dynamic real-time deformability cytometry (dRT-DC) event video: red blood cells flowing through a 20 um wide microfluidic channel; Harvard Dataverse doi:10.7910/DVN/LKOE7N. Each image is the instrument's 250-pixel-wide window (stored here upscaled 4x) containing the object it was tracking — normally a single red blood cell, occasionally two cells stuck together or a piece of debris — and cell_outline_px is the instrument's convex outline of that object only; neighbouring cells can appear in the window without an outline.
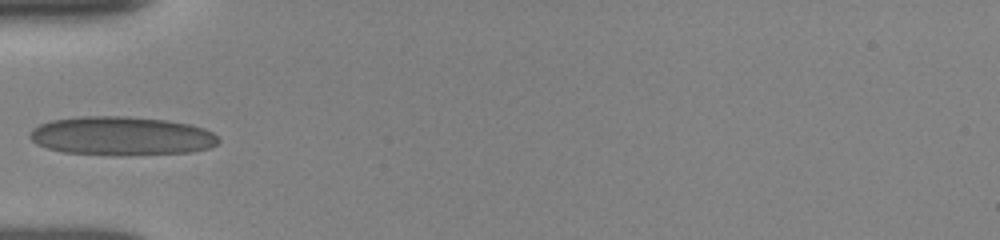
{"species": "human", "species_latin": "Homo sapiens", "temperature_condition": "room temperature", "stored_images_in_passage": 35, "camera_frame_rate_fps": 3000, "um_per_image_px": 0.085, "donor": {"sex": "female"}, "frame": {"image": 1, "passage_image": 1, "time_ms": 0.0, "image_size_px": [1000, 240], "cell_outline_px": [[220, 140], [216, 144], [208, 148], [192, 152], [64, 152], [48, 148], [36, 144], [28, 136], [32, 128], [40, 124], [52, 120], [80, 116], [128, 116], [164, 120], [192, 124], [204, 128], [212, 132]], "centroid_in_image_um": [10.31, 11.49], "position_along_channel_um": 74.7, "area_um2": 41.1}}
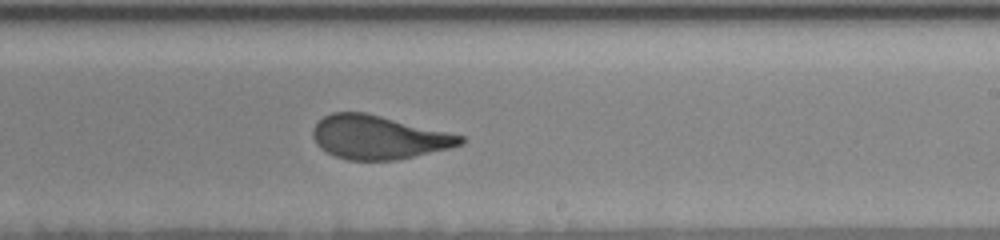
{"frame": {"image": 2, "passage_image": 15, "time_ms": 4.667, "image_size_px": [1000, 240], "cell_outline_px": [[464, 144], [448, 148], [396, 160], [348, 160], [336, 156], [320, 148], [316, 144], [312, 136], [312, 128], [324, 116], [332, 112], [364, 112], [464, 136]], "centroid_in_image_um": [32.13, 11.67], "position_along_channel_um": 256.9, "area_um2": 37.11}}
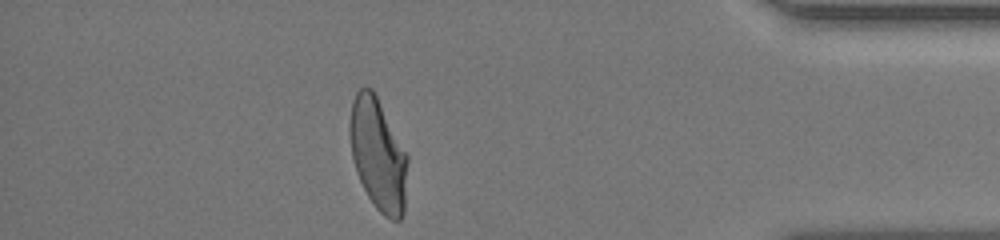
{"frame": {"image": 3, "passage_image": 29, "time_ms": 9.333, "image_size_px": [1000, 240], "cell_outline_px": [[408, 160], [404, 212], [400, 220], [392, 220], [384, 216], [376, 208], [368, 196], [356, 172], [352, 156], [348, 132], [348, 124], [352, 104], [356, 92], [360, 88], [372, 88], [408, 156]], "centroid_in_image_um": [32.12, 13.15], "position_along_channel_um": 403.1, "area_um2": 37.63}, "authors_computed_cell_mechanics": {"area_um2": 38.148, "velocity_mm_per_s": 3.8861, "shape_relaxation_time_tau1_ms": 4.5533, "shape_relaxation_time_tau2_ms": null, "deformation_change_tau1": 0.1774, "deformation_change_tau2": null}}